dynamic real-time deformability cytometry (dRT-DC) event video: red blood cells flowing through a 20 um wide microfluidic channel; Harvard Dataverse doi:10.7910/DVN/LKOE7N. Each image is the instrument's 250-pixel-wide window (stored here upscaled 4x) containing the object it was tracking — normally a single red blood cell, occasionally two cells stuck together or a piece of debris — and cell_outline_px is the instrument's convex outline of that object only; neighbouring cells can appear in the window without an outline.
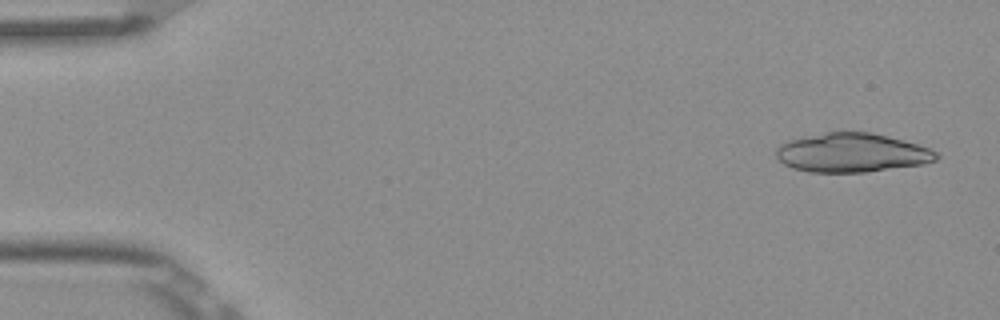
{"species": "Egyptian fruit bat (a non-hibernating species)", "species_latin": "Rousettus aegyptiacus", "temperature_condition": "room temperature", "stored_images_in_passage": 5, "camera_frame_rate_fps": 3000, "um_per_image_px": 0.085, "frame": {"image": 1, "passage_image": 1, "time_ms": 0.0, "image_size_px": [1000, 320], "cell_outline_px": [[940, 156], [936, 160], [924, 164], [868, 172], [808, 172], [792, 168], [784, 164], [776, 156], [776, 148], [784, 140], [824, 132], [868, 132], [888, 136], [904, 140], [928, 148], [936, 152]], "centroid_in_image_um": [72.37, 12.98], "position_along_channel_um": 12.6, "area_um2": 36.65}}